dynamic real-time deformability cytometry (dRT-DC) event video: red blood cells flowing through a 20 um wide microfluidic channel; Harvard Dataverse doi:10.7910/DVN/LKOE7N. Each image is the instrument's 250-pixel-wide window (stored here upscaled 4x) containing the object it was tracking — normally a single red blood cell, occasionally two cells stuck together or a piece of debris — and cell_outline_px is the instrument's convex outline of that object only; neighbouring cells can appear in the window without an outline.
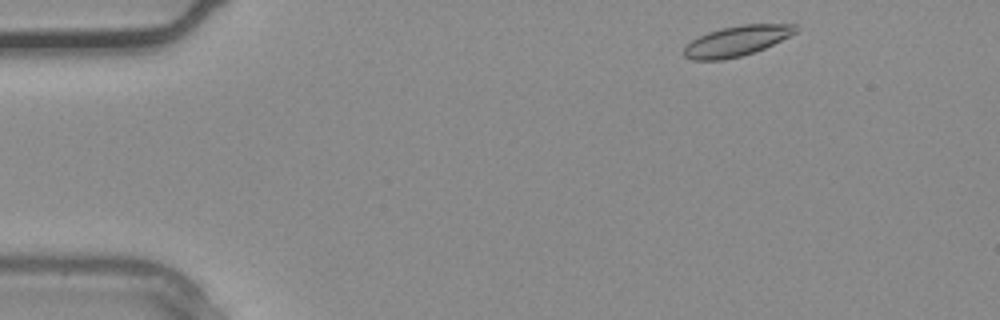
{"species": "common noctule bat (a hibernating species)", "species_latin": "Nyctalus noctula", "temperature_condition": "warm", "stored_images_in_passage": 34, "camera_frame_rate_fps": 3000, "um_per_image_px": 0.085, "animal": {"sex": "male", "body_mass_g": 20.4}, "frame": {"image": 1, "passage_image": 2, "time_ms": 0.333, "image_size_px": [1000, 320], "cell_outline_px": [[796, 32], [756, 52], [724, 60], [692, 60], [684, 56], [684, 48], [692, 40], [708, 32], [724, 28], [744, 24], [796, 24]], "centroid_in_image_um": [62.6, 3.49], "position_along_channel_um": 22.4, "area_um2": 19.36}}
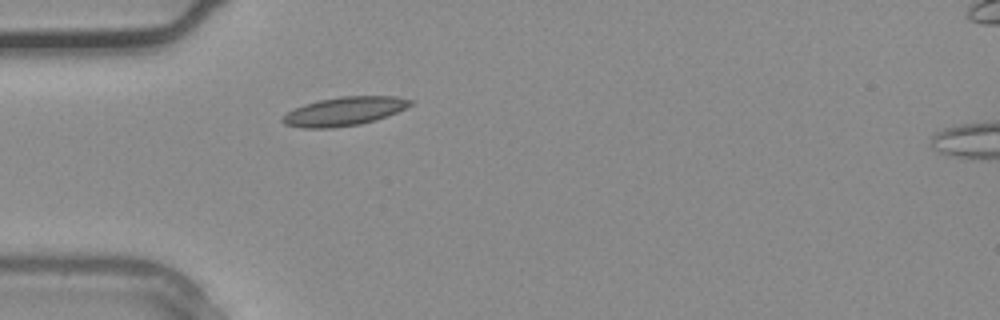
{"frame": {"image": 2, "passage_image": 8, "time_ms": 2.333, "image_size_px": [1000, 320], "cell_outline_px": [[412, 104], [388, 116], [376, 120], [360, 124], [332, 128], [300, 128], [284, 124], [280, 120], [288, 112], [304, 104], [320, 100], [344, 96], [396, 96], [412, 100]], "centroid_in_image_um": [29.25, 9.47], "position_along_channel_um": 55.7, "area_um2": 21.21}}
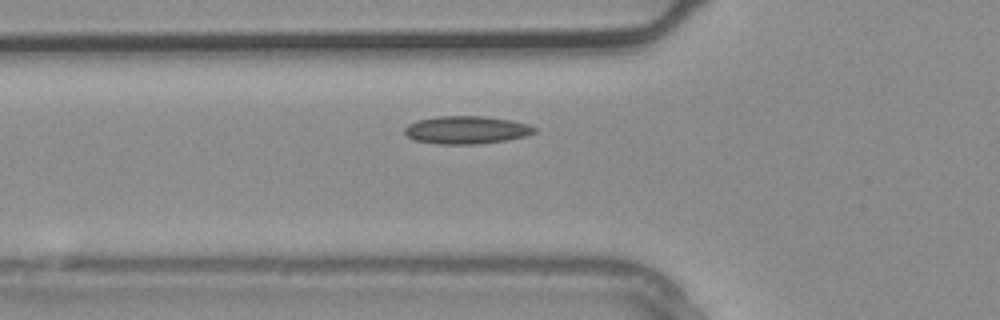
{"frame": {"image": 3, "passage_image": 10, "time_ms": 3.0, "image_size_px": [1000, 320], "cell_outline_px": [[536, 132], [524, 136], [504, 140], [480, 144], [436, 144], [416, 140], [408, 136], [404, 132], [404, 128], [408, 124], [416, 120], [436, 116], [484, 116], [508, 120], [528, 124], [536, 128]], "centroid_in_image_um": [39.61, 11.04], "position_along_channel_um": 86.2, "area_um2": 20.98}}